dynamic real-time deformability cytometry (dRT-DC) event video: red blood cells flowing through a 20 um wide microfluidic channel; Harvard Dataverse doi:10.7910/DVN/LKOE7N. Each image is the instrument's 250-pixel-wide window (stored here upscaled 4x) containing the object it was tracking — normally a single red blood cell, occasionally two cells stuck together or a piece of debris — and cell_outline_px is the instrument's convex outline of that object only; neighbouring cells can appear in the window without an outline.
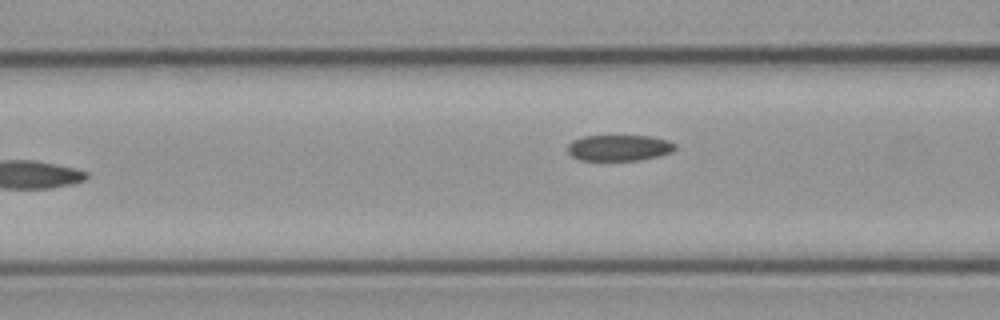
{"species": "common noctule bat (a hibernating species)", "species_latin": "Nyctalus noctula", "temperature_condition": "cold", "stored_images_in_passage": 6, "camera_frame_rate_fps": 3000, "um_per_image_px": 0.085, "animal": {"sex": "male", "body_mass_g": 23.1, "forearm_length_mm": 52.7}, "frame": {"image": 1, "passage_image": 6, "time_ms": 6.0, "image_size_px": [1000, 320], "cell_outline_px": [[676, 148], [672, 152], [660, 156], [640, 160], [580, 160], [572, 156], [568, 152], [568, 144], [572, 140], [584, 136], [652, 136], [668, 140], [676, 144]], "centroid_in_image_um": [52.65, 12.56], "position_along_channel_um": 114.0, "area_um2": 16.42}}